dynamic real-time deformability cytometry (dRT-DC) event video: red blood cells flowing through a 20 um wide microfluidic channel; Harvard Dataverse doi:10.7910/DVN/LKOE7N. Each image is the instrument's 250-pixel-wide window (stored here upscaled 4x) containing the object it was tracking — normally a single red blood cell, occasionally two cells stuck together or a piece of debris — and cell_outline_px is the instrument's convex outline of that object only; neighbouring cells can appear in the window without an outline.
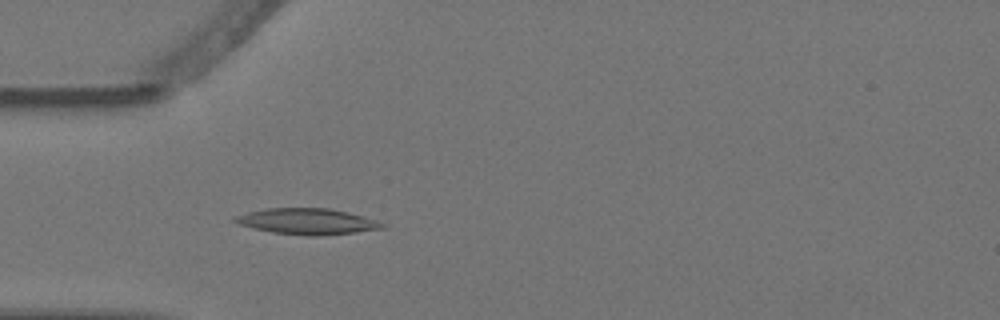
{"species": "Egyptian fruit bat (a non-hibernating species)", "species_latin": "Rousettus aegyptiacus", "temperature_condition": "warm", "stored_images_in_passage": 4, "camera_frame_rate_fps": 3000, "um_per_image_px": 0.085, "animal": {"sex": "female"}, "frame": {"image": 1, "passage_image": 4, "time_ms": 1.0, "image_size_px": [1000, 320], "cell_outline_px": [[384, 228], [356, 232], [316, 236], [308, 236], [272, 232], [240, 224], [232, 220], [236, 216], [248, 212], [268, 208], [328, 208], [348, 212], [376, 220], [384, 224]], "centroid_in_image_um": [26.13, 18.82], "position_along_channel_um": 58.9, "area_um2": 21.96}}